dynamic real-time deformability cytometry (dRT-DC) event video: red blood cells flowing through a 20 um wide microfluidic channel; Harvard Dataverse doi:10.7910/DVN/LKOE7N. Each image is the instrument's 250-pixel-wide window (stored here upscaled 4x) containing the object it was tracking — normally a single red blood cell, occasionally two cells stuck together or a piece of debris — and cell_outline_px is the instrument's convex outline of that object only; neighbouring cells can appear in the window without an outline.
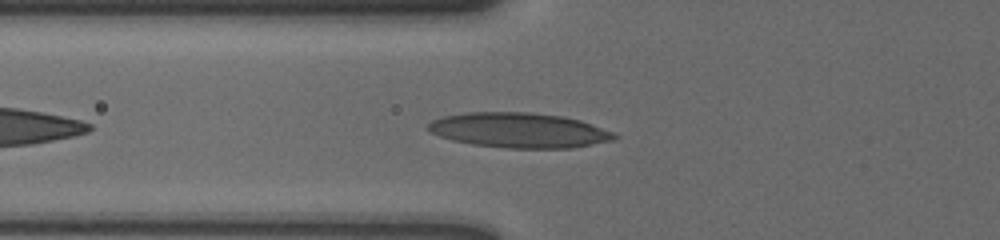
{"species": "human", "species_latin": "Homo sapiens", "temperature_condition": "cold", "stored_images_in_passage": 40, "camera_frame_rate_fps": 3000, "um_per_image_px": 0.085, "donor": {"sex": "male"}, "frame": {"image": 1, "passage_image": 5, "time_ms": 1.333, "image_size_px": [1000, 240], "cell_outline_px": [[616, 136], [612, 140], [572, 148], [508, 148], [472, 144], [452, 140], [428, 132], [424, 128], [432, 120], [444, 116], [468, 112], [528, 112], [560, 116], [580, 120], [612, 132]], "centroid_in_image_um": [44.04, 11.07], "position_along_channel_um": 81.8, "area_um2": 37.74}}
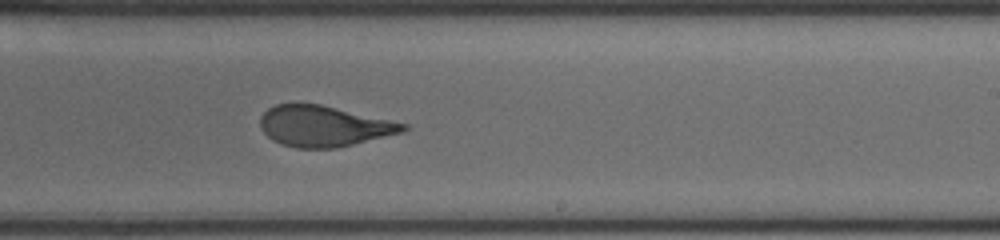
{"frame": {"image": 2, "passage_image": 20, "time_ms": 6.333, "image_size_px": [1000, 240], "cell_outline_px": [[408, 128], [404, 132], [336, 148], [296, 148], [280, 144], [272, 140], [260, 128], [260, 116], [268, 108], [276, 104], [320, 104], [408, 124]], "centroid_in_image_um": [27.51, 10.73], "position_along_channel_um": 261.5, "area_um2": 33.87}}
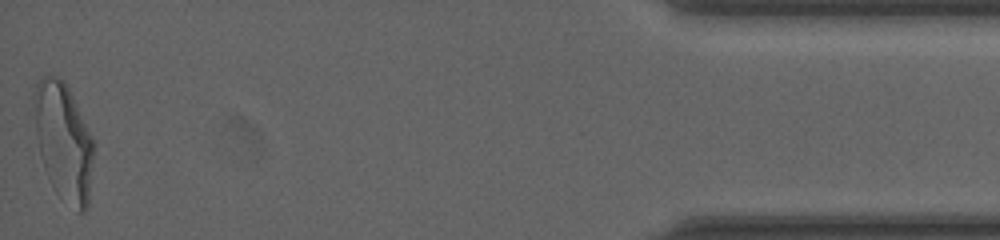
{"frame": {"image": 3, "passage_image": 40, "time_ms": 13.0, "image_size_px": [1000, 240], "cell_outline_px": [[92, 156], [88, 204], [84, 212], [76, 212], [36, 136], [32, 100], [32, 92], [36, 84], [44, 76], [60, 76], [64, 80], [92, 136]], "centroid_in_image_um": [5.43, 11.72], "position_along_channel_um": 429.8, "area_um2": 37.11}, "authors_computed_cell_mechanics": {"area_um2": 35.2869, "velocity_mm_per_s": 3.5898, "shape_relaxation_time_tau1_ms": 5.6102, "shape_relaxation_time_tau2_ms": 0.9588, "deformation_change_tau1": 0.195, "deformation_change_tau2": 0.0733}}